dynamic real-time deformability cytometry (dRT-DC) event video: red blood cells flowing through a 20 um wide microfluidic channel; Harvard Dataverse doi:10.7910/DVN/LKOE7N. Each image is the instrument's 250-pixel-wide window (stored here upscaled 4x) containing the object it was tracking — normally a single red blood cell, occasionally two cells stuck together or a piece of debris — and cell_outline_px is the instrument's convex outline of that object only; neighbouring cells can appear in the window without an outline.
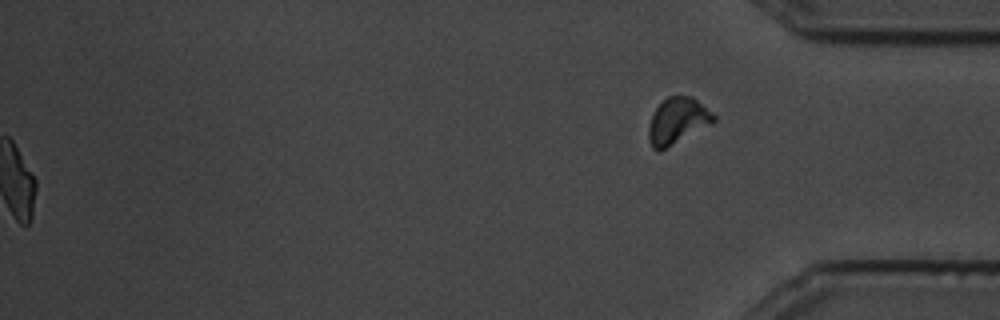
{"species": "common noctule bat (a hibernating species)", "species_latin": "Nyctalus noctula", "temperature_condition": "cold", "stored_images_in_passage": 94, "segment_of_instrument_passage": [2, 2], "camera_frame_rate_fps": 3000, "um_per_image_px": 0.085, "animal": {"sex": "male", "body_mass_g": 19.5, "forearm_length_mm": 54.6}, "frame": {"image": 1, "passage_image": 94, "time_ms": 31.0, "image_size_px": [1000, 320], "cell_outline_px": [[716, 120], [660, 152], [656, 152], [652, 148], [648, 140], [648, 128], [652, 116], [656, 108], [668, 96], [692, 96], [712, 112], [716, 116]], "centroid_in_image_um": [57.55, 10.29], "position_along_channel_um": 377.6, "area_um2": 17.34}}